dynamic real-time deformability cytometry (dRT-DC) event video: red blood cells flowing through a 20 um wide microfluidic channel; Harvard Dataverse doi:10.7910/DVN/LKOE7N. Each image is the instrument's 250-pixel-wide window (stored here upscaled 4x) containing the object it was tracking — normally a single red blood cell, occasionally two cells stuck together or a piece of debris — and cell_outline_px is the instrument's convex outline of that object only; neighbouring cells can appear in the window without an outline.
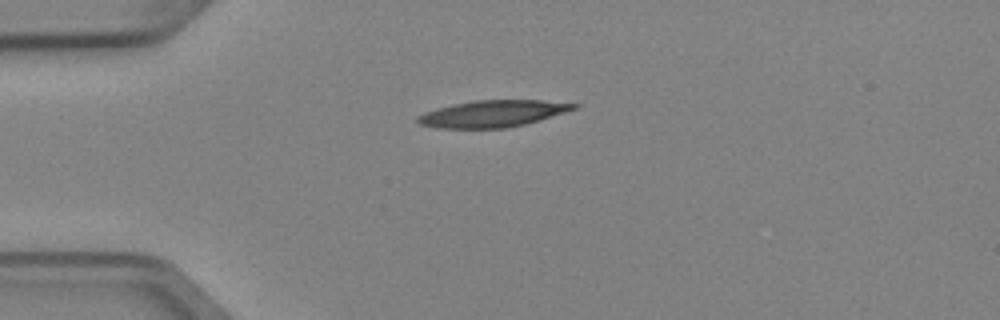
{"species": "Egyptian fruit bat (a non-hibernating species)", "species_latin": "Rousettus aegyptiacus", "temperature_condition": "cold", "stored_images_in_passage": 4, "camera_frame_rate_fps": 3000, "um_per_image_px": 0.085, "animal": {"sex": "female"}, "frame": {"image": 1, "passage_image": 4, "time_ms": 1.0, "image_size_px": [1000, 320], "cell_outline_px": [[580, 104], [576, 108], [540, 120], [524, 124], [504, 128], [436, 128], [420, 124], [416, 120], [416, 116], [424, 112], [436, 108], [452, 104], [472, 100], [544, 100]], "centroid_in_image_um": [41.83, 9.65], "position_along_channel_um": 43.2, "area_um2": 24.33}}